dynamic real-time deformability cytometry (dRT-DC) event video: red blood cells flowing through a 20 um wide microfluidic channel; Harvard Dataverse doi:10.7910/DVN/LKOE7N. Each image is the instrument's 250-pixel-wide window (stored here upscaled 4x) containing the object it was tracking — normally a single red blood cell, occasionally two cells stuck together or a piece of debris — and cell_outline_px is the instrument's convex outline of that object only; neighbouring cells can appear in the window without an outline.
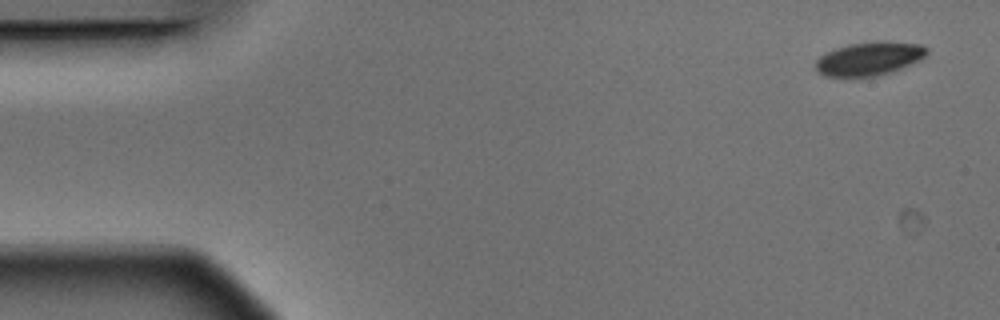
{"species": "Egyptian fruit bat (a non-hibernating species)", "species_latin": "Rousettus aegyptiacus", "temperature_condition": "warm", "stored_images_in_passage": 4, "camera_frame_rate_fps": 3000, "um_per_image_px": 0.085, "animal": {"sex": "male"}, "frame": {"image": 1, "passage_image": 1, "time_ms": 0.0, "image_size_px": [1000, 320], "cell_outline_px": [[928, 52], [920, 60], [900, 68], [876, 76], [848, 80], [824, 76], [816, 68], [816, 60], [820, 56], [836, 48], [848, 44], [880, 40], [884, 40], [924, 44], [928, 48]], "centroid_in_image_um": [73.87, 5.0], "position_along_channel_um": 11.1, "area_um2": 22.43}}
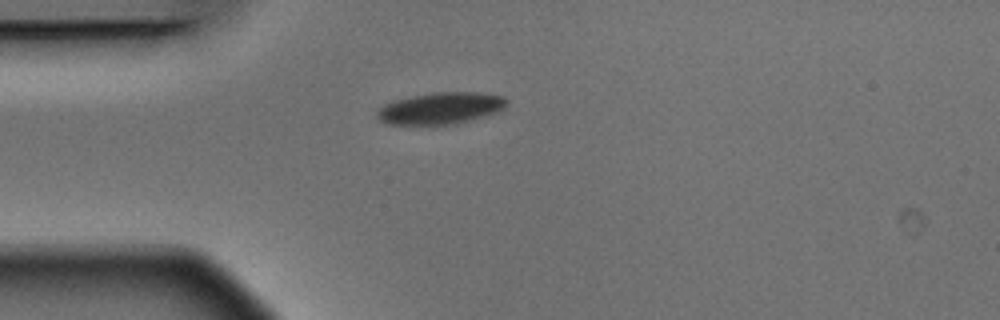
{"frame": {"image": 2, "passage_image": 4, "time_ms": 1.0, "image_size_px": [1000, 320], "cell_outline_px": [[508, 104], [500, 112], [468, 120], [448, 124], [388, 124], [380, 120], [376, 116], [376, 112], [384, 104], [396, 100], [412, 96], [432, 92], [476, 92], [504, 96], [508, 100]], "centroid_in_image_um": [37.49, 9.18], "position_along_channel_um": 47.5, "area_um2": 23.81}}